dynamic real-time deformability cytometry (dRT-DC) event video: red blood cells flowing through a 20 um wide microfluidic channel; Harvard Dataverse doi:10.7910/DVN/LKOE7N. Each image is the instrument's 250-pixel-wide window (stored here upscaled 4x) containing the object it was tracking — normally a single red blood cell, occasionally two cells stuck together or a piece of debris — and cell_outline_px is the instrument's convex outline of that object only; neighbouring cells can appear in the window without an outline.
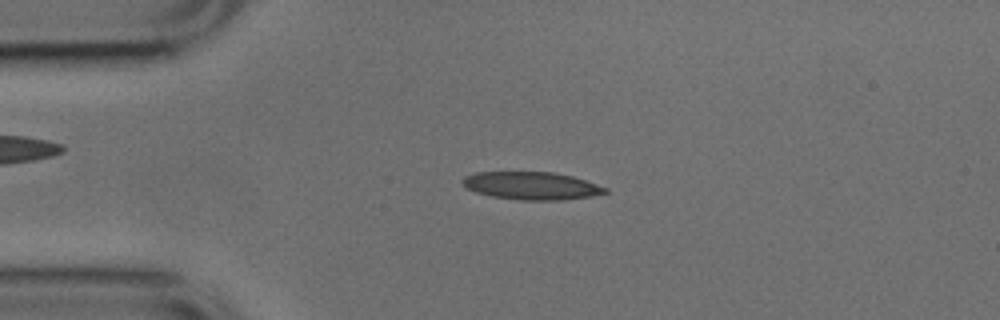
{"species": "common noctule bat (a hibernating species)", "species_latin": "Nyctalus noctula", "temperature_condition": "cold", "stored_images_in_passage": 50, "camera_frame_rate_fps": 3000, "um_per_image_px": 0.085, "animal": {"sex": "male", "body_mass_g": 17.9, "forearm_length_mm": 54.2}, "frame": {"image": 1, "passage_image": 10, "time_ms": 3.0, "image_size_px": [1000, 320], "cell_outline_px": [[608, 192], [592, 196], [560, 200], [520, 200], [492, 196], [476, 192], [468, 188], [460, 180], [464, 176], [476, 172], [556, 172], [572, 176], [608, 188]], "centroid_in_image_um": [45.18, 15.78], "position_along_channel_um": 39.8, "area_um2": 23.0}}
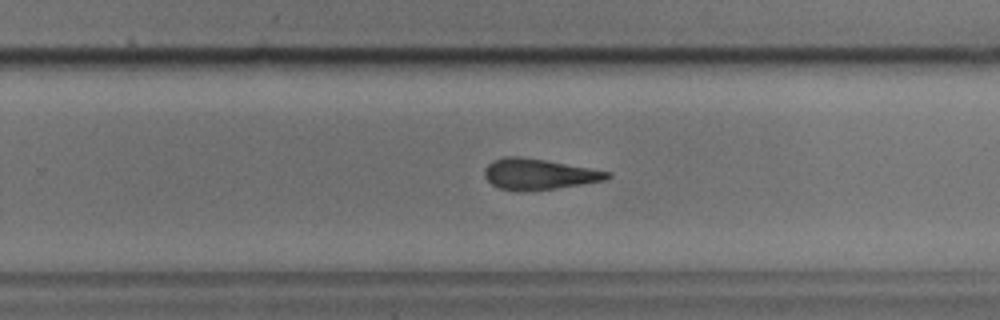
{"frame": {"image": 2, "passage_image": 31, "time_ms": 10.0, "image_size_px": [1000, 320], "cell_outline_px": [[612, 176], [604, 180], [556, 188], [520, 192], [516, 192], [500, 188], [492, 184], [484, 176], [484, 168], [492, 160], [504, 156], [520, 156], [544, 160], [612, 172]], "centroid_in_image_um": [45.75, 14.8], "position_along_channel_um": 284.1, "area_um2": 22.02}}
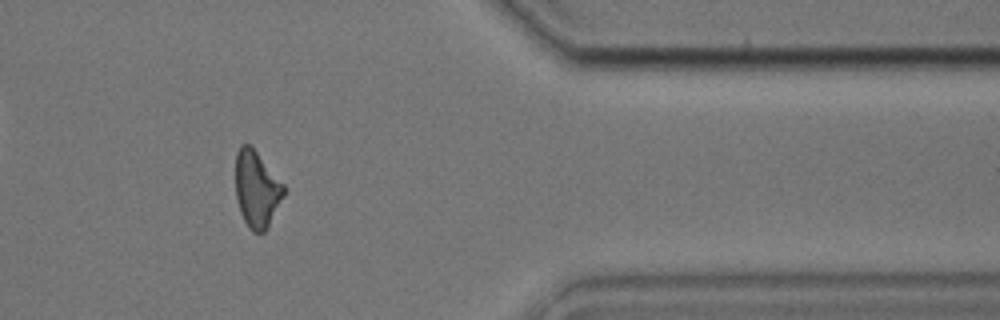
{"frame": {"image": 3, "passage_image": 41, "time_ms": 13.333, "image_size_px": [1000, 320], "cell_outline_px": [[284, 196], [264, 232], [252, 232], [248, 228], [240, 212], [236, 200], [236, 152], [240, 144], [248, 144], [256, 152], [284, 184]], "centroid_in_image_um": [21.8, 16.09], "position_along_channel_um": 389.6, "area_um2": 21.21}, "authors_computed_cell_mechanics": {"area_um2": 22.3108, "velocity_mm_per_s": 3.8152, "shape_relaxation_time_tau1_ms": 4.1535, "shape_relaxation_time_tau2_ms": 1.3424, "deformation_change_tau1": 0.1695, "deformation_change_tau2": 0.1203}}